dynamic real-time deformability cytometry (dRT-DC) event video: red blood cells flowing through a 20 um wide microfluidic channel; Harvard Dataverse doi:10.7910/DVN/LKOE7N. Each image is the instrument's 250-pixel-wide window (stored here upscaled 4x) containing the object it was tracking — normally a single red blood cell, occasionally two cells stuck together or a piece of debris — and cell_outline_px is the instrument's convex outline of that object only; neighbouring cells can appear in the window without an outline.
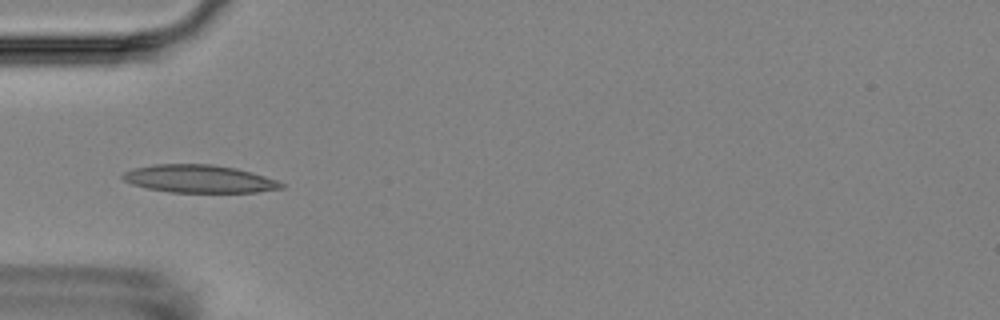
{"species": "Egyptian fruit bat (a non-hibernating species)", "species_latin": "Rousettus aegyptiacus", "temperature_condition": "room temperature", "stored_images_in_passage": 8, "camera_frame_rate_fps": 3000, "um_per_image_px": 0.085, "animal": {"sex": "female"}, "frame": {"image": 1, "passage_image": 5, "time_ms": 4.667, "image_size_px": [1000, 320], "cell_outline_px": [[284, 188], [256, 192], [172, 192], [148, 188], [132, 184], [124, 180], [120, 176], [124, 172], [132, 168], [152, 164], [212, 164], [236, 168], [252, 172], [276, 180], [284, 184]], "centroid_in_image_um": [16.91, 15.19], "position_along_channel_um": 68.1, "area_um2": 25.66}}
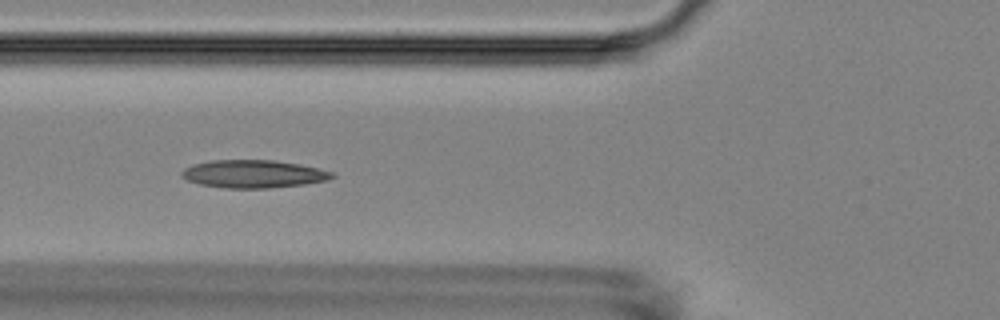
{"frame": {"image": 2, "passage_image": 6, "time_ms": 5.667, "image_size_px": [1000, 320], "cell_outline_px": [[336, 176], [328, 180], [304, 184], [268, 188], [228, 188], [200, 184], [188, 180], [180, 176], [180, 172], [184, 168], [192, 164], [212, 160], [272, 160], [300, 164], [332, 172]], "centroid_in_image_um": [21.52, 14.78], "position_along_channel_um": 104.3, "area_um2": 24.33}}
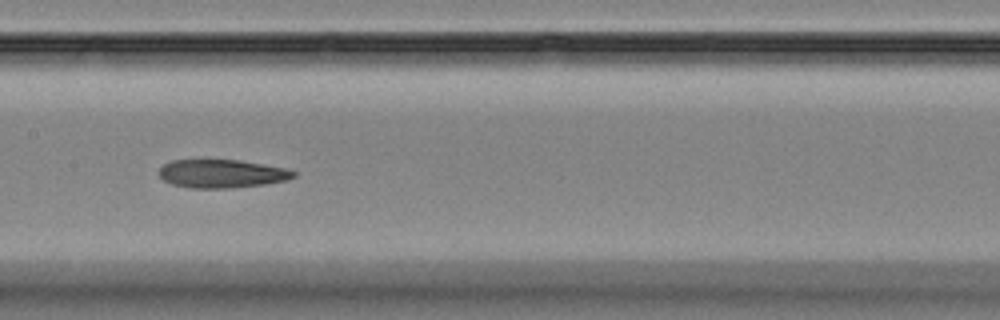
{"frame": {"image": 3, "passage_image": 8, "time_ms": 8.0, "image_size_px": [1000, 320], "cell_outline_px": [[296, 176], [284, 180], [264, 184], [232, 188], [188, 188], [172, 184], [164, 180], [160, 176], [160, 168], [164, 164], [172, 160], [240, 160], [288, 168], [296, 172]], "centroid_in_image_um": [18.86, 14.76], "position_along_channel_um": 188.5, "area_um2": 22.2}}